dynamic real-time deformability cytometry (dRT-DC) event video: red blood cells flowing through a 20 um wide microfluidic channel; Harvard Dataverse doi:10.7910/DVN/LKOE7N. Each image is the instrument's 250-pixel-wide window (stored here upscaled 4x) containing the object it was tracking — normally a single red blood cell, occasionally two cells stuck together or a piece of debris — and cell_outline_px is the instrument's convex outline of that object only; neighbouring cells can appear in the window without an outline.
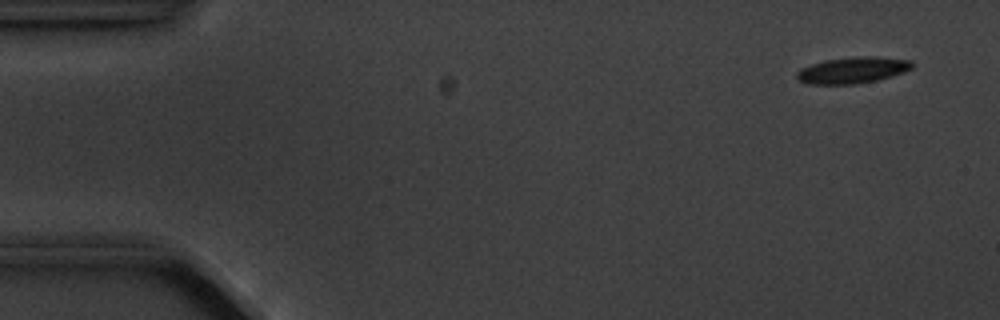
{"species": "common noctule bat (a hibernating species)", "species_latin": "Nyctalus noctula", "temperature_condition": "cold", "stored_images_in_passage": 4, "camera_frame_rate_fps": 3000, "um_per_image_px": 0.085, "animal": {"sex": "male", "body_mass_g": 20.1, "forearm_length_mm": 53.5}, "frame": {"image": 1, "passage_image": 1, "time_ms": 0.0, "image_size_px": [1000, 320], "cell_outline_px": [[912, 68], [904, 72], [892, 76], [876, 80], [856, 84], [804, 84], [796, 76], [796, 72], [812, 64], [824, 60], [856, 56], [872, 56], [912, 60]], "centroid_in_image_um": [72.48, 5.96], "position_along_channel_um": 12.5, "area_um2": 17.63}}